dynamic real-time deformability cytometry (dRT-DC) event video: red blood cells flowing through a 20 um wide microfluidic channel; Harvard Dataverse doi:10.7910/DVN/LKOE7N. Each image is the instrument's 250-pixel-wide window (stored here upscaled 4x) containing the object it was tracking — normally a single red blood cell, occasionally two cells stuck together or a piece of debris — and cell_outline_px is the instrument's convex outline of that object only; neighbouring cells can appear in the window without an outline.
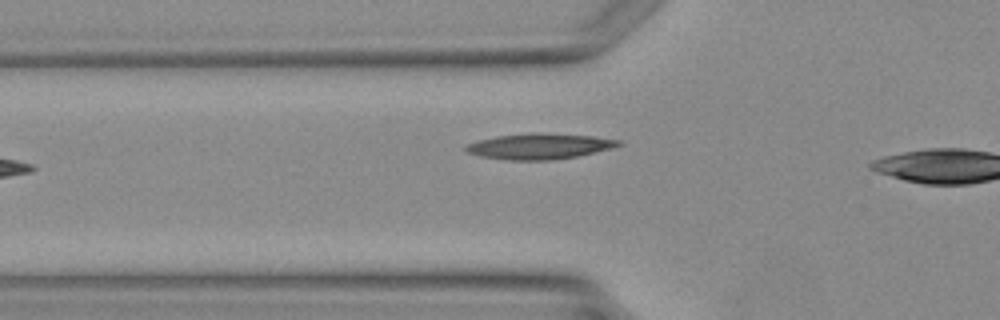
{"species": "Egyptian fruit bat (a non-hibernating species)", "species_latin": "Rousettus aegyptiacus", "temperature_condition": "warm", "stored_images_in_passage": 3, "segment_of_instrument_passage": [1, 2], "camera_frame_rate_fps": 3000, "um_per_image_px": 0.085, "animal": {"sex": "female"}, "frame": {"image": 1, "passage_image": 2, "time_ms": 1.333, "image_size_px": [1000, 320], "cell_outline_px": [[624, 144], [612, 148], [576, 156], [552, 160], [508, 160], [480, 156], [468, 152], [464, 148], [468, 144], [480, 140], [496, 136], [532, 132], [540, 132], [592, 136], [620, 140]], "centroid_in_image_um": [45.87, 12.42], "position_along_channel_um": 79.9, "area_um2": 22.77}}